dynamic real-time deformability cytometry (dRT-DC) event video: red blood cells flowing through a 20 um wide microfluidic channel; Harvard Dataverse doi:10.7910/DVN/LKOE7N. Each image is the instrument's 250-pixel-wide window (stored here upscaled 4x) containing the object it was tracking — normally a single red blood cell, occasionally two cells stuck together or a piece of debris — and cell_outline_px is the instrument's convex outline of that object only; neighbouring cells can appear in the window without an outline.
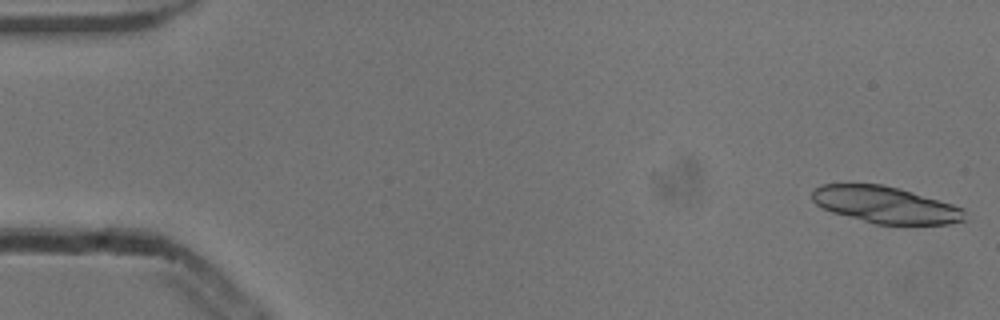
{"species": "common noctule bat (a hibernating species)", "species_latin": "Nyctalus noctula", "temperature_condition": "cold", "stored_images_in_passage": 2, "camera_frame_rate_fps": 3000, "um_per_image_px": 0.085, "animal": {"sex": "male", "body_mass_g": 13.3}, "frame": {"image": 1, "passage_image": 1, "time_ms": 0.0, "image_size_px": [1000, 320], "cell_outline_px": [[968, 220], [948, 224], [876, 224], [832, 212], [816, 204], [812, 200], [812, 192], [820, 184], [880, 184], [912, 192], [952, 204], [964, 208]], "centroid_in_image_um": [75.29, 17.42], "position_along_channel_um": 9.7, "area_um2": 32.43}}